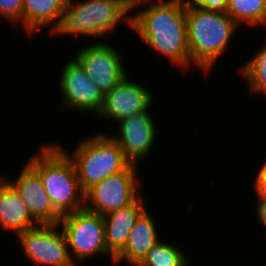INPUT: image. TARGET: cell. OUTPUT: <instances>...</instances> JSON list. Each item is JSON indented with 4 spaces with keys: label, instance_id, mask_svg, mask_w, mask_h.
<instances>
[{
    "label": "cell",
    "instance_id": "6da1fadb",
    "mask_svg": "<svg viewBox=\"0 0 266 266\" xmlns=\"http://www.w3.org/2000/svg\"><path fill=\"white\" fill-rule=\"evenodd\" d=\"M149 2H151L150 5ZM153 2V0H147L132 9L137 12L131 14V29L138 33L140 39H143L145 44L153 48L156 53L167 57L178 67L189 69L185 1ZM143 4L148 6L147 9L140 8Z\"/></svg>",
    "mask_w": 266,
    "mask_h": 266
},
{
    "label": "cell",
    "instance_id": "7a4b0ae2",
    "mask_svg": "<svg viewBox=\"0 0 266 266\" xmlns=\"http://www.w3.org/2000/svg\"><path fill=\"white\" fill-rule=\"evenodd\" d=\"M187 44L191 64L207 75L216 60L228 49L235 30L240 27L226 12L200 8L186 3Z\"/></svg>",
    "mask_w": 266,
    "mask_h": 266
},
{
    "label": "cell",
    "instance_id": "3957f363",
    "mask_svg": "<svg viewBox=\"0 0 266 266\" xmlns=\"http://www.w3.org/2000/svg\"><path fill=\"white\" fill-rule=\"evenodd\" d=\"M27 163L39 174L46 194L61 216L84 209L85 192L74 163L57 144L43 145Z\"/></svg>",
    "mask_w": 266,
    "mask_h": 266
},
{
    "label": "cell",
    "instance_id": "277c9868",
    "mask_svg": "<svg viewBox=\"0 0 266 266\" xmlns=\"http://www.w3.org/2000/svg\"><path fill=\"white\" fill-rule=\"evenodd\" d=\"M121 0L67 1L59 24L52 35H73L101 38L114 32L119 22L131 27V12ZM130 12V13H129Z\"/></svg>",
    "mask_w": 266,
    "mask_h": 266
},
{
    "label": "cell",
    "instance_id": "5b68a950",
    "mask_svg": "<svg viewBox=\"0 0 266 266\" xmlns=\"http://www.w3.org/2000/svg\"><path fill=\"white\" fill-rule=\"evenodd\" d=\"M72 160L81 189L86 192L94 184L124 171L131 163L110 134L98 132L83 138L72 153L56 143Z\"/></svg>",
    "mask_w": 266,
    "mask_h": 266
},
{
    "label": "cell",
    "instance_id": "8992f818",
    "mask_svg": "<svg viewBox=\"0 0 266 266\" xmlns=\"http://www.w3.org/2000/svg\"><path fill=\"white\" fill-rule=\"evenodd\" d=\"M59 226L64 232L69 255L76 266L78 261L80 264L88 257L98 254L111 257L114 264V256L108 251L105 242L103 216L84 208L62 216Z\"/></svg>",
    "mask_w": 266,
    "mask_h": 266
},
{
    "label": "cell",
    "instance_id": "52a82bcc",
    "mask_svg": "<svg viewBox=\"0 0 266 266\" xmlns=\"http://www.w3.org/2000/svg\"><path fill=\"white\" fill-rule=\"evenodd\" d=\"M138 165L130 164L124 171L94 184L85 192L84 208L105 216L133 203L140 195Z\"/></svg>",
    "mask_w": 266,
    "mask_h": 266
},
{
    "label": "cell",
    "instance_id": "ba28073f",
    "mask_svg": "<svg viewBox=\"0 0 266 266\" xmlns=\"http://www.w3.org/2000/svg\"><path fill=\"white\" fill-rule=\"evenodd\" d=\"M58 227L59 224H39L18 234L26 258L41 266H76L64 232Z\"/></svg>",
    "mask_w": 266,
    "mask_h": 266
},
{
    "label": "cell",
    "instance_id": "9c48e42d",
    "mask_svg": "<svg viewBox=\"0 0 266 266\" xmlns=\"http://www.w3.org/2000/svg\"><path fill=\"white\" fill-rule=\"evenodd\" d=\"M60 76L58 85L63 97V104L59 106L61 110L74 109L81 113L92 111L98 115L104 103V94L75 58L66 61Z\"/></svg>",
    "mask_w": 266,
    "mask_h": 266
},
{
    "label": "cell",
    "instance_id": "30bf717a",
    "mask_svg": "<svg viewBox=\"0 0 266 266\" xmlns=\"http://www.w3.org/2000/svg\"><path fill=\"white\" fill-rule=\"evenodd\" d=\"M74 58L104 95L127 76L121 52L107 42H92L79 50Z\"/></svg>",
    "mask_w": 266,
    "mask_h": 266
},
{
    "label": "cell",
    "instance_id": "8fae6325",
    "mask_svg": "<svg viewBox=\"0 0 266 266\" xmlns=\"http://www.w3.org/2000/svg\"><path fill=\"white\" fill-rule=\"evenodd\" d=\"M149 112L133 113L126 119L118 121L119 134L110 136L118 143L131 164L138 165L145 161L157 139L158 131L154 116Z\"/></svg>",
    "mask_w": 266,
    "mask_h": 266
},
{
    "label": "cell",
    "instance_id": "7c38bea8",
    "mask_svg": "<svg viewBox=\"0 0 266 266\" xmlns=\"http://www.w3.org/2000/svg\"><path fill=\"white\" fill-rule=\"evenodd\" d=\"M138 82L126 76L104 95V103L97 116L117 123L133 113L150 110L153 94Z\"/></svg>",
    "mask_w": 266,
    "mask_h": 266
},
{
    "label": "cell",
    "instance_id": "4fadbf2b",
    "mask_svg": "<svg viewBox=\"0 0 266 266\" xmlns=\"http://www.w3.org/2000/svg\"><path fill=\"white\" fill-rule=\"evenodd\" d=\"M13 179L5 177L17 190L32 217L39 224H59L62 216L46 194L39 174L28 164Z\"/></svg>",
    "mask_w": 266,
    "mask_h": 266
},
{
    "label": "cell",
    "instance_id": "5bb4252c",
    "mask_svg": "<svg viewBox=\"0 0 266 266\" xmlns=\"http://www.w3.org/2000/svg\"><path fill=\"white\" fill-rule=\"evenodd\" d=\"M39 223L32 217L15 187L0 176V226L5 231H12L16 236Z\"/></svg>",
    "mask_w": 266,
    "mask_h": 266
},
{
    "label": "cell",
    "instance_id": "9a60e30c",
    "mask_svg": "<svg viewBox=\"0 0 266 266\" xmlns=\"http://www.w3.org/2000/svg\"><path fill=\"white\" fill-rule=\"evenodd\" d=\"M143 199L139 196L128 206L103 216L105 242L114 257L125 247L136 220L148 209Z\"/></svg>",
    "mask_w": 266,
    "mask_h": 266
},
{
    "label": "cell",
    "instance_id": "2e32d148",
    "mask_svg": "<svg viewBox=\"0 0 266 266\" xmlns=\"http://www.w3.org/2000/svg\"><path fill=\"white\" fill-rule=\"evenodd\" d=\"M147 209L136 220L129 233L125 247L114 257V264L127 261L130 266H136L147 251L160 241L156 223Z\"/></svg>",
    "mask_w": 266,
    "mask_h": 266
},
{
    "label": "cell",
    "instance_id": "e0dca14e",
    "mask_svg": "<svg viewBox=\"0 0 266 266\" xmlns=\"http://www.w3.org/2000/svg\"><path fill=\"white\" fill-rule=\"evenodd\" d=\"M68 0H23V25L27 34L33 36L42 28L59 24ZM52 23V24H51Z\"/></svg>",
    "mask_w": 266,
    "mask_h": 266
},
{
    "label": "cell",
    "instance_id": "ac0fdd59",
    "mask_svg": "<svg viewBox=\"0 0 266 266\" xmlns=\"http://www.w3.org/2000/svg\"><path fill=\"white\" fill-rule=\"evenodd\" d=\"M226 13L238 25L266 26V0H227Z\"/></svg>",
    "mask_w": 266,
    "mask_h": 266
},
{
    "label": "cell",
    "instance_id": "d6986e66",
    "mask_svg": "<svg viewBox=\"0 0 266 266\" xmlns=\"http://www.w3.org/2000/svg\"><path fill=\"white\" fill-rule=\"evenodd\" d=\"M190 260L177 245L161 240L147 251L136 266H189Z\"/></svg>",
    "mask_w": 266,
    "mask_h": 266
},
{
    "label": "cell",
    "instance_id": "ffe728a7",
    "mask_svg": "<svg viewBox=\"0 0 266 266\" xmlns=\"http://www.w3.org/2000/svg\"><path fill=\"white\" fill-rule=\"evenodd\" d=\"M239 69L241 76L248 82V89L255 94L266 96V44Z\"/></svg>",
    "mask_w": 266,
    "mask_h": 266
},
{
    "label": "cell",
    "instance_id": "44dd1931",
    "mask_svg": "<svg viewBox=\"0 0 266 266\" xmlns=\"http://www.w3.org/2000/svg\"><path fill=\"white\" fill-rule=\"evenodd\" d=\"M0 16L23 25V0H0Z\"/></svg>",
    "mask_w": 266,
    "mask_h": 266
},
{
    "label": "cell",
    "instance_id": "7402d4cb",
    "mask_svg": "<svg viewBox=\"0 0 266 266\" xmlns=\"http://www.w3.org/2000/svg\"><path fill=\"white\" fill-rule=\"evenodd\" d=\"M185 3L196 5L200 8L226 12L227 0H184Z\"/></svg>",
    "mask_w": 266,
    "mask_h": 266
},
{
    "label": "cell",
    "instance_id": "603a6c76",
    "mask_svg": "<svg viewBox=\"0 0 266 266\" xmlns=\"http://www.w3.org/2000/svg\"><path fill=\"white\" fill-rule=\"evenodd\" d=\"M259 169L256 177L252 181L254 186L253 189L256 192V195L266 198V158Z\"/></svg>",
    "mask_w": 266,
    "mask_h": 266
},
{
    "label": "cell",
    "instance_id": "cb8c5ba5",
    "mask_svg": "<svg viewBox=\"0 0 266 266\" xmlns=\"http://www.w3.org/2000/svg\"><path fill=\"white\" fill-rule=\"evenodd\" d=\"M257 197L259 201L256 206V215L262 223V226L266 228V198L260 195H257Z\"/></svg>",
    "mask_w": 266,
    "mask_h": 266
},
{
    "label": "cell",
    "instance_id": "d4e9b609",
    "mask_svg": "<svg viewBox=\"0 0 266 266\" xmlns=\"http://www.w3.org/2000/svg\"><path fill=\"white\" fill-rule=\"evenodd\" d=\"M131 10L138 4L146 2L147 0H121Z\"/></svg>",
    "mask_w": 266,
    "mask_h": 266
}]
</instances>
